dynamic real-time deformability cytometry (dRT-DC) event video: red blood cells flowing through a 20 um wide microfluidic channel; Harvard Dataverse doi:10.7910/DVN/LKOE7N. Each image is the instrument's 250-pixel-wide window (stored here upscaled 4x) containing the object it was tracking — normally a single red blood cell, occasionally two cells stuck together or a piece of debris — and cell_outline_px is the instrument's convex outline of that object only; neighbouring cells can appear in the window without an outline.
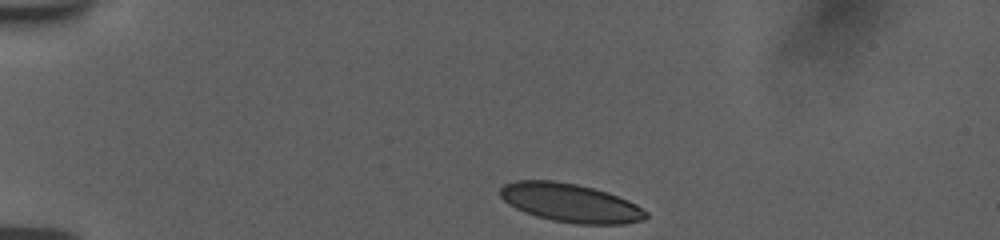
{"species": "human", "species_latin": "Homo sapiens", "temperature_condition": "room temperature", "stored_images_in_passage": 40, "camera_frame_rate_fps": 3000, "um_per_image_px": 0.085, "donor": {"sex": "female"}, "frame": {"image": 1, "passage_image": 1, "time_ms": 0.0, "image_size_px": [1000, 240], "cell_outline_px": [[648, 216], [644, 220], [624, 224], [576, 224], [552, 220], [536, 216], [524, 212], [508, 204], [500, 196], [500, 188], [504, 184], [516, 180], [552, 180], [576, 184], [608, 192], [628, 200], [636, 204], [648, 212]], "centroid_in_image_um": [48.49, 17.24], "position_along_channel_um": 36.5, "area_um2": 32.89}}
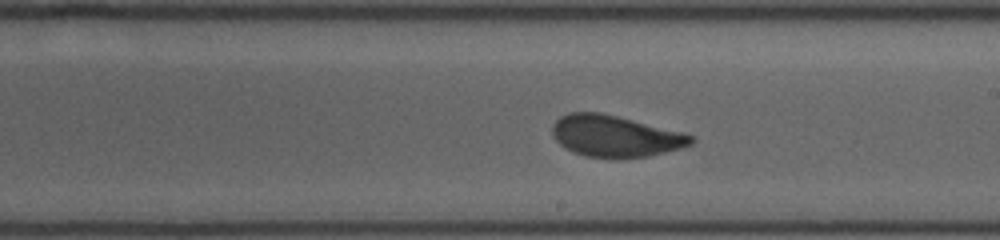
{"frame": {"image": 2, "passage_image": 22, "time_ms": 7.0, "image_size_px": [1000, 240], "cell_outline_px": [[696, 140], [692, 144], [680, 148], [648, 156], [620, 160], [584, 156], [572, 152], [564, 148], [552, 136], [552, 124], [560, 116], [568, 112], [600, 112], [684, 132], [696, 136]], "centroid_in_image_um": [52.29, 11.59], "position_along_channel_um": 236.7, "area_um2": 34.22}}
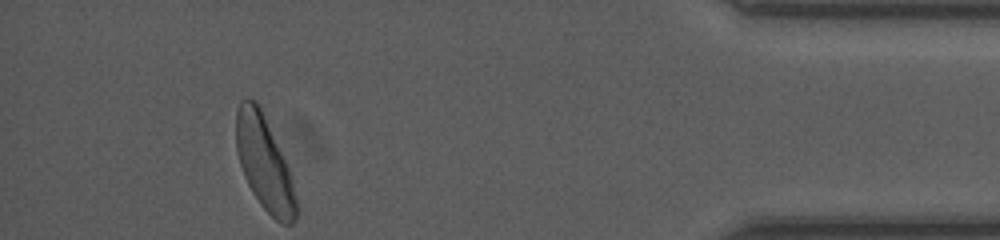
{"frame": {"image": 3, "passage_image": 40, "time_ms": 13.0, "image_size_px": [1000, 240], "cell_outline_px": [[296, 220], [292, 224], [284, 224], [276, 220], [260, 204], [252, 192], [244, 176], [240, 164], [236, 148], [236, 112], [240, 100], [256, 100], [260, 108], [292, 176], [296, 200]], "centroid_in_image_um": [22.46, 13.9], "position_along_channel_um": 412.7, "area_um2": 32.31}, "authors_computed_cell_mechanics": {"area_um2": 33.3506, "velocity_mm_per_s": 3.7309, "shape_relaxation_time_tau1_ms": 4.3498, "shape_relaxation_time_tau2_ms": 0.9775, "deformation_change_tau1": 0.1444, "deformation_change_tau2": 0.0732}}